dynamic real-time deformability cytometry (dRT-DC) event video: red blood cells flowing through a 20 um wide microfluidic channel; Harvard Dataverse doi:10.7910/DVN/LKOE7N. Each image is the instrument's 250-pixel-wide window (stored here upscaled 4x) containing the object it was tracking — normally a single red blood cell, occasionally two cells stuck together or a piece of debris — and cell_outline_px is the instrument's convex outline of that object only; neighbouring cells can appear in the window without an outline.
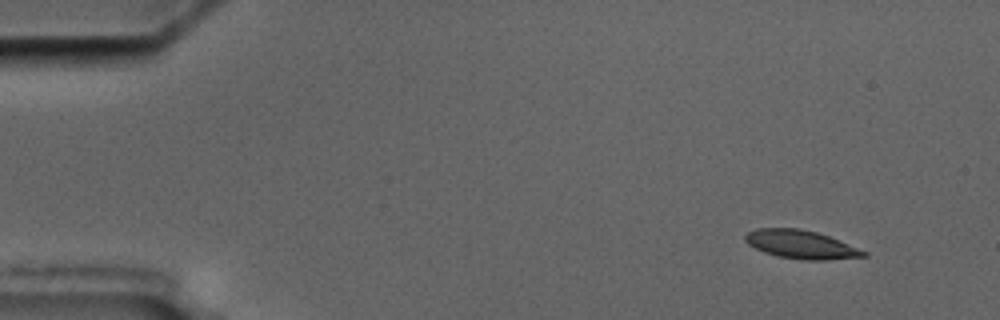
{"species": "common noctule bat (a hibernating species)", "species_latin": "Nyctalus noctula", "temperature_condition": "cold", "stored_images_in_passage": 8, "camera_frame_rate_fps": 3000, "um_per_image_px": 0.085, "animal": {"sex": "male", "body_mass_g": 17.5, "forearm_length_mm": 52.3}, "frame": {"image": 1, "passage_image": 1, "time_ms": 0.0, "image_size_px": [1000, 320], "cell_outline_px": [[868, 256], [824, 260], [808, 260], [776, 256], [764, 252], [748, 244], [744, 240], [744, 236], [748, 232], [756, 228], [800, 228], [816, 232], [828, 236], [868, 252]], "centroid_in_image_um": [68.06, 20.77], "position_along_channel_um": 16.9, "area_um2": 19.48}}
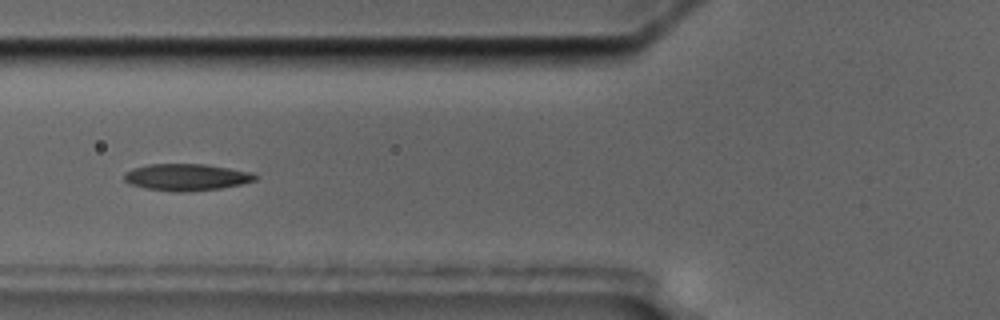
{"frame": {"image": 2, "passage_image": 6, "time_ms": 5.667, "image_size_px": [1000, 320], "cell_outline_px": [[260, 176], [256, 180], [240, 184], [220, 188], [184, 192], [176, 192], [144, 188], [132, 184], [124, 180], [124, 172], [132, 168], [148, 164], [204, 164], [252, 172]], "centroid_in_image_um": [15.84, 15.05], "position_along_channel_um": 110.0, "area_um2": 20.46}}
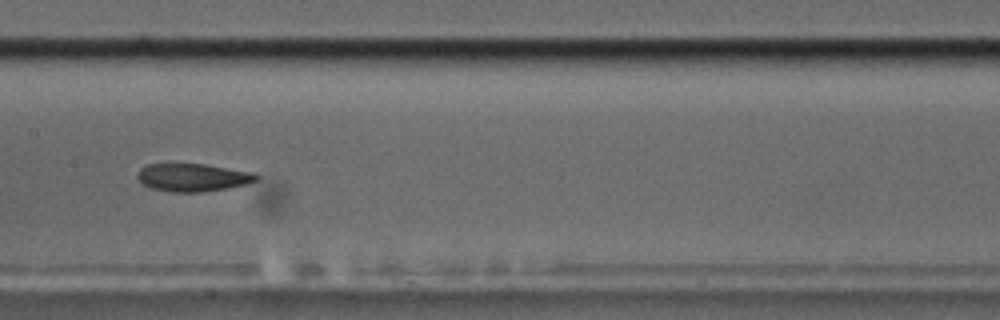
{"frame": {"image": 3, "passage_image": 8, "time_ms": 8.0, "image_size_px": [1000, 320], "cell_outline_px": [[260, 176], [256, 180], [248, 184], [228, 188], [204, 192], [172, 192], [152, 188], [144, 184], [136, 176], [136, 172], [140, 168], [148, 164], [204, 164], [252, 172]], "centroid_in_image_um": [16.39, 15.08], "position_along_channel_um": 191.0, "area_um2": 19.31}}